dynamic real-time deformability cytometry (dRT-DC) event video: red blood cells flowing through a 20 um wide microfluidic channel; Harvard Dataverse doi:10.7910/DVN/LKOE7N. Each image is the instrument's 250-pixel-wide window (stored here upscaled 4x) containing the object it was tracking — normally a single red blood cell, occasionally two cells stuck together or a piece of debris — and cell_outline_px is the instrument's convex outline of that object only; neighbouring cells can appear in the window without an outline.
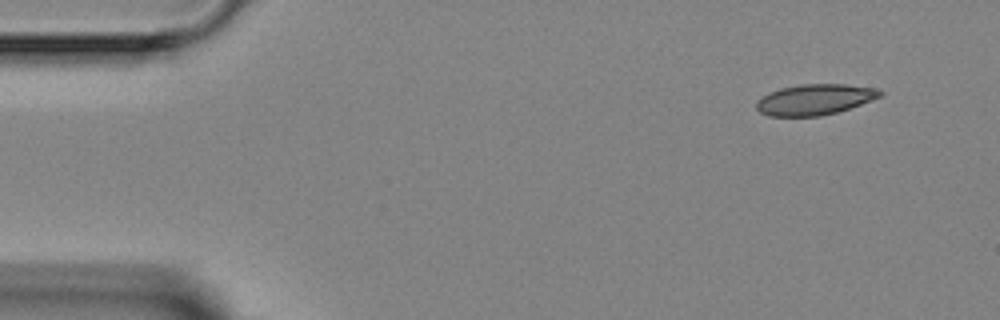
{"species": "Egyptian fruit bat (a non-hibernating species)", "species_latin": "Rousettus aegyptiacus", "temperature_condition": "room temperature", "stored_images_in_passage": 4, "camera_frame_rate_fps": 3000, "um_per_image_px": 0.085, "animal": {"sex": "female"}, "frame": {"image": 1, "passage_image": 1, "time_ms": 0.0, "image_size_px": [1000, 320], "cell_outline_px": [[884, 92], [880, 96], [860, 104], [836, 112], [820, 116], [768, 116], [760, 112], [756, 108], [756, 100], [768, 92], [780, 88], [800, 84], [844, 84], [876, 88]], "centroid_in_image_um": [69.2, 8.45], "position_along_channel_um": 15.8, "area_um2": 22.08}}
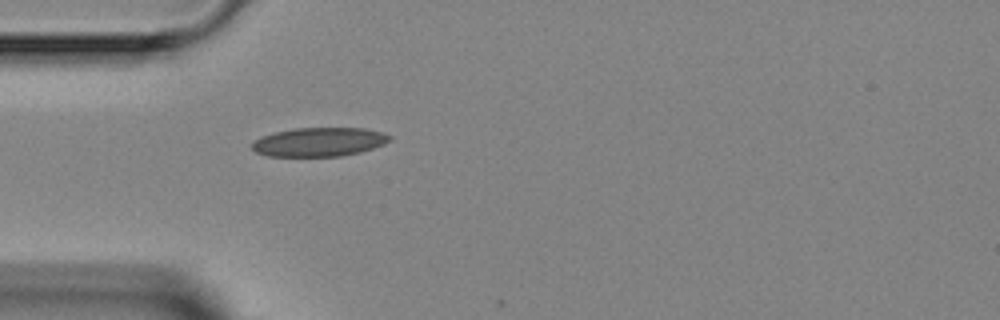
{"frame": {"image": 2, "passage_image": 4, "time_ms": 3.333, "image_size_px": [1000, 320], "cell_outline_px": [[392, 140], [384, 144], [360, 152], [340, 156], [268, 156], [256, 152], [252, 148], [252, 140], [260, 136], [276, 132], [296, 128], [364, 128], [380, 132], [392, 136]], "centroid_in_image_um": [27.11, 12.06], "position_along_channel_um": 57.9, "area_um2": 23.18}}